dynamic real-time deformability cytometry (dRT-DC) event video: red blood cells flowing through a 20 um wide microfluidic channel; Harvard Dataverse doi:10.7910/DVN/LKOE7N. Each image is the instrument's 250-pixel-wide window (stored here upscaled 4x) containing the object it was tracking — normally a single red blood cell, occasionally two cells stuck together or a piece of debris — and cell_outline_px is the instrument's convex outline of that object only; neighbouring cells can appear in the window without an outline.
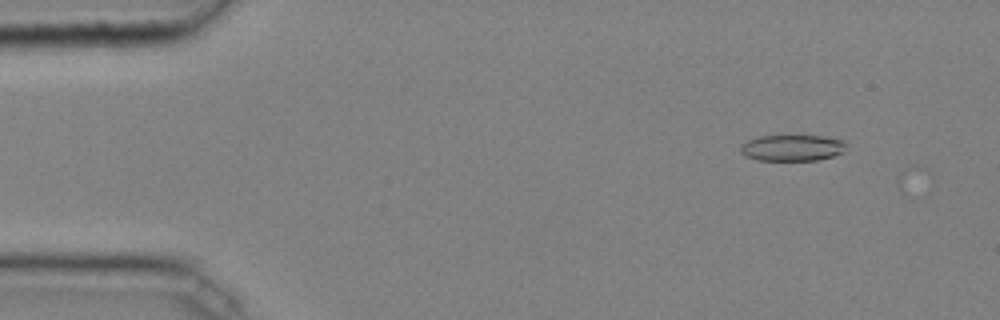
{"species": "common noctule bat (a hibernating species)", "species_latin": "Nyctalus noctula", "temperature_condition": "cold", "stored_images_in_passage": 46, "camera_frame_rate_fps": 3000, "um_per_image_px": 0.085, "animal": {"sex": "male", "body_mass_g": 20.4}, "frame": {"image": 1, "passage_image": 5, "time_ms": 1.333, "image_size_px": [1000, 320], "cell_outline_px": [[848, 144], [844, 152], [832, 156], [816, 160], [756, 160], [744, 156], [740, 152], [740, 144], [748, 140], [760, 136], [824, 136], [844, 140]], "centroid_in_image_um": [67.34, 12.56], "position_along_channel_um": 17.7, "area_um2": 16.3}}
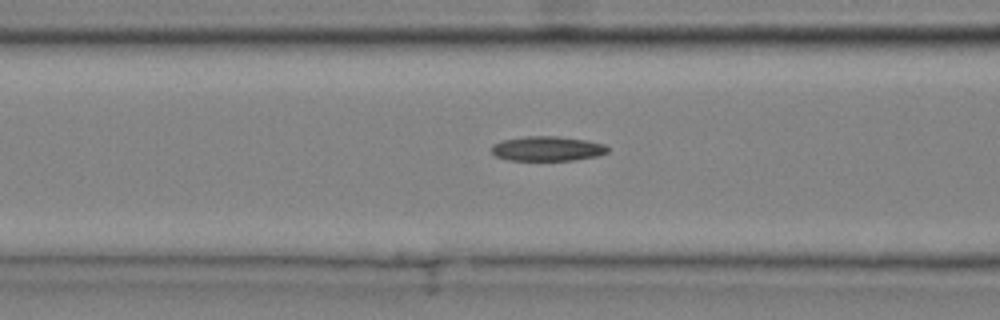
{"frame": {"image": 2, "passage_image": 19, "time_ms": 6.0, "image_size_px": [1000, 320], "cell_outline_px": [[608, 152], [600, 156], [576, 160], [508, 160], [496, 156], [492, 152], [492, 144], [500, 140], [524, 136], [556, 136], [588, 140], [604, 144], [608, 148]], "centroid_in_image_um": [46.53, 12.63], "position_along_channel_um": 120.1, "area_um2": 16.94}}
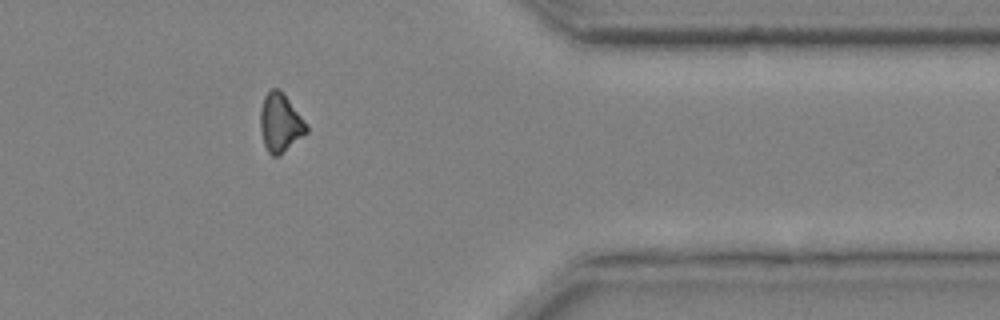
{"frame": {"image": 3, "passage_image": 40, "time_ms": 13.0, "image_size_px": [1000, 320], "cell_outline_px": [[308, 132], [280, 156], [272, 156], [268, 152], [264, 144], [260, 128], [260, 112], [264, 96], [272, 88], [276, 88], [288, 100], [308, 124]], "centroid_in_image_um": [23.83, 10.49], "position_along_channel_um": 387.6, "area_um2": 15.61}}